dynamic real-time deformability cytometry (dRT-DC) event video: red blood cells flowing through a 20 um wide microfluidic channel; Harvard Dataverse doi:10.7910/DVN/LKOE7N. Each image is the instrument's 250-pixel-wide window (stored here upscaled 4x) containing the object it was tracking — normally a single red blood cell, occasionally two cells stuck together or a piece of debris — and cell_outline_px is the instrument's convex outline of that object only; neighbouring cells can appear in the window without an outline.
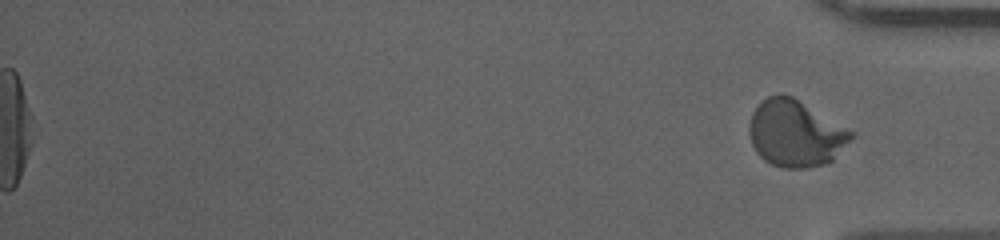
{"species": "human", "species_latin": "Homo sapiens", "temperature_condition": "cold", "stored_images_in_passage": 58, "segment_of_instrument_passage": [2, 2], "camera_frame_rate_fps": 3000, "um_per_image_px": 0.085, "donor": {"sex": "male"}, "frame": {"image": 1, "passage_image": 58, "time_ms": 19.0, "image_size_px": [1000, 240], "cell_outline_px": [[852, 136], [832, 160], [824, 164], [804, 168], [780, 168], [764, 160], [756, 152], [752, 144], [748, 128], [752, 112], [760, 100], [768, 96], [780, 92], [792, 96], [848, 128], [852, 132]], "centroid_in_image_um": [67.55, 11.32], "position_along_channel_um": 367.6, "area_um2": 39.42}}